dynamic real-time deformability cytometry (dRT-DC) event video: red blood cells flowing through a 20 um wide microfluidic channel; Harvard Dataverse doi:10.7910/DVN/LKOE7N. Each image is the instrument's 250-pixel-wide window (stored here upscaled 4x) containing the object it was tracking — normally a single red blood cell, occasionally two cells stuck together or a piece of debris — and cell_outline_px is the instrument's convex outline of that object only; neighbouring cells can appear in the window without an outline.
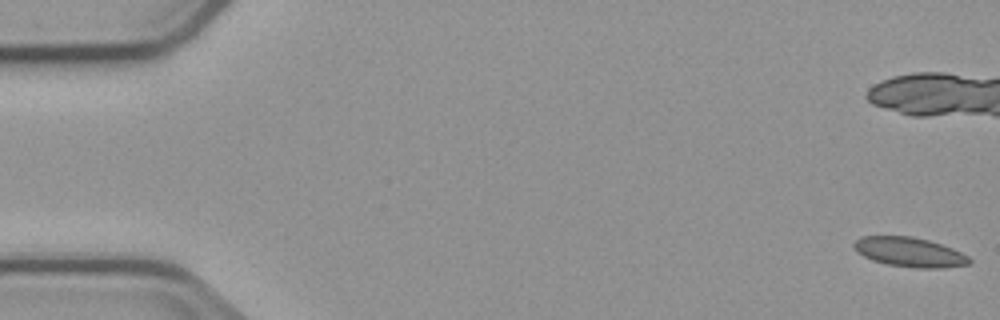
{"species": "common noctule bat (a hibernating species)", "species_latin": "Nyctalus noctula", "temperature_condition": "cold", "stored_images_in_passage": 4, "camera_frame_rate_fps": 3000, "um_per_image_px": 0.085, "animal": {"sex": "male", "body_mass_g": 23.1, "forearm_length_mm": 52.7}, "frame": {"image": 1, "passage_image": 1, "time_ms": 0.0, "image_size_px": [1000, 320], "cell_outline_px": [[972, 260], [968, 264], [944, 268], [916, 268], [888, 264], [872, 260], [856, 252], [852, 244], [860, 236], [912, 236], [928, 240], [952, 248], [968, 256]], "centroid_in_image_um": [77.29, 21.42], "position_along_channel_um": 7.7, "area_um2": 19.83}}